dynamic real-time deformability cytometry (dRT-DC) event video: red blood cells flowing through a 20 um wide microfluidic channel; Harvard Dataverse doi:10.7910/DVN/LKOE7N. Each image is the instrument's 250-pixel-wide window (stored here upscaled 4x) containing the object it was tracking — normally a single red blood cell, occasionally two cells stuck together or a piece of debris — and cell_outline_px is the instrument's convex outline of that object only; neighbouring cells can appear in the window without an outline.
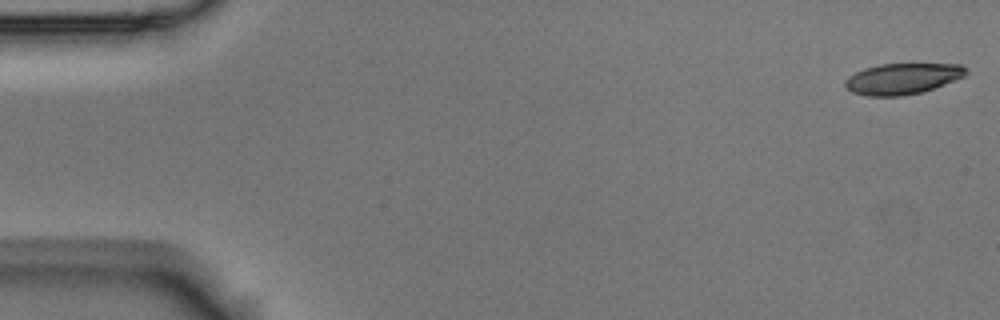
{"species": "Egyptian fruit bat (a non-hibernating species)", "species_latin": "Rousettus aegyptiacus", "temperature_condition": "room temperature", "stored_images_in_passage": 6, "camera_frame_rate_fps": 3000, "um_per_image_px": 0.085, "animal": {"sex": "male"}, "frame": {"image": 1, "passage_image": 1, "time_ms": 0.0, "image_size_px": [1000, 320], "cell_outline_px": [[968, 72], [964, 76], [924, 92], [904, 96], [868, 96], [852, 92], [844, 84], [844, 80], [848, 76], [864, 68], [880, 64], [960, 64], [968, 68]], "centroid_in_image_um": [76.71, 6.69], "position_along_channel_um": 8.3, "area_um2": 21.91}}